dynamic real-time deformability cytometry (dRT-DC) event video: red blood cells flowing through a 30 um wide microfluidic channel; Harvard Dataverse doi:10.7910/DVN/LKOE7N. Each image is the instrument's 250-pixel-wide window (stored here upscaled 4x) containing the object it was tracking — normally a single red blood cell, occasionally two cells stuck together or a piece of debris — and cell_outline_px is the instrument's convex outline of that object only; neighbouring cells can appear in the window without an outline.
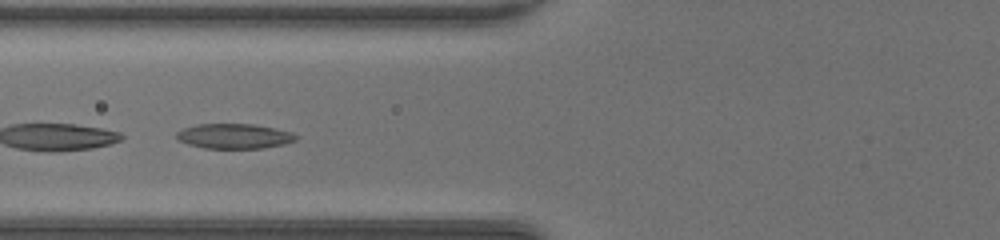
{"species": "common noctule bat (a hibernating species)", "species_latin": "Nyctalus noctula", "temperature_condition": "room temperature", "stored_images_in_passage": 41, "segment_of_instrument_passage": [2, 2], "camera_frame_rate_fps": 3000, "um_per_image_px": 0.085, "animal": {"sex": "female", "body_mass_g": 20.0, "forearm_length_mm": 54.0}, "frame": {"image": 1, "passage_image": 15, "time_ms": 4.667, "image_size_px": [1000, 240], "cell_outline_px": [[300, 136], [296, 140], [284, 144], [264, 148], [204, 148], [188, 144], [180, 140], [176, 136], [176, 132], [184, 128], [196, 124], [252, 124], [292, 132]], "centroid_in_image_um": [19.93, 11.57], "position_along_channel_um": 105.9, "area_um2": 17.28}}
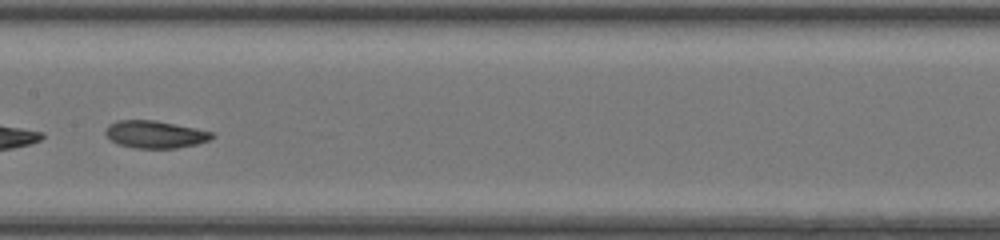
{"frame": {"image": 2, "passage_image": 21, "time_ms": 6.667, "image_size_px": [1000, 240], "cell_outline_px": [[216, 136], [208, 140], [196, 144], [176, 148], [136, 148], [120, 144], [112, 140], [104, 132], [108, 124], [116, 120], [156, 120], [196, 128], [212, 132]], "centroid_in_image_um": [13.19, 11.41], "position_along_channel_um": 194.2, "area_um2": 16.94}}
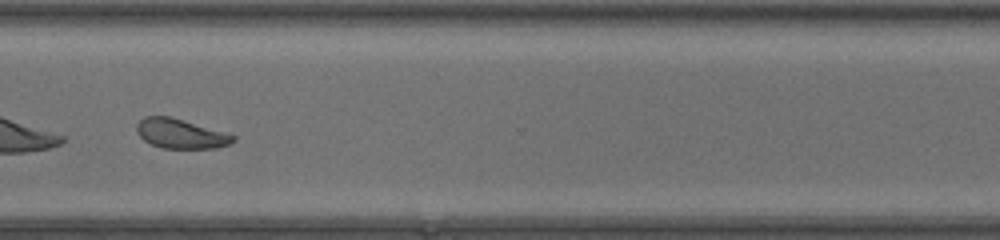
{"frame": {"image": 3, "passage_image": 32, "time_ms": 10.333, "image_size_px": [1000, 240], "cell_outline_px": [[236, 140], [228, 144], [216, 148], [160, 148], [144, 140], [136, 132], [136, 124], [144, 116], [168, 116], [224, 132], [236, 136]], "centroid_in_image_um": [15.32, 11.37], "position_along_channel_um": 355.3, "area_um2": 16.42}}